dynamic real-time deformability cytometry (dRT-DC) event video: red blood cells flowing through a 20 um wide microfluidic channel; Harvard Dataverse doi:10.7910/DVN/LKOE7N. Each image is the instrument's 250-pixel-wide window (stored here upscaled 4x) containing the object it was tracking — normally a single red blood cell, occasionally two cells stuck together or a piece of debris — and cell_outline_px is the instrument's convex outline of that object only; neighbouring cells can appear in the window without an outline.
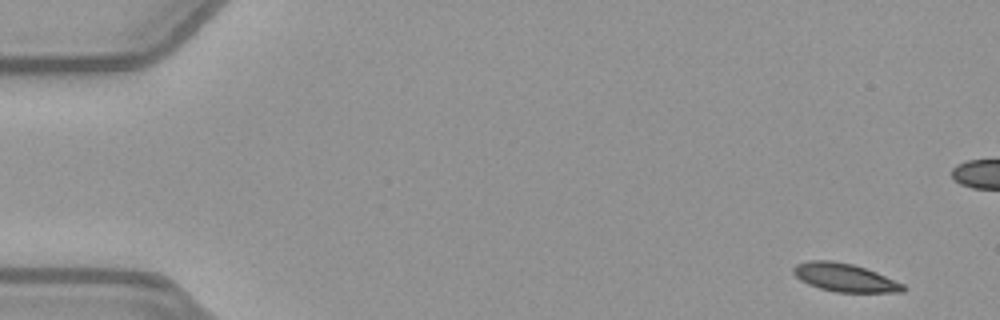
{"species": "common noctule bat (a hibernating species)", "species_latin": "Nyctalus noctula", "temperature_condition": "warm", "stored_images_in_passage": 53, "camera_frame_rate_fps": 3000, "um_per_image_px": 0.085, "animal": {"sex": "female", "body_mass_g": 21.9}, "frame": {"image": 1, "passage_image": 3, "time_ms": 0.667, "image_size_px": [1000, 320], "cell_outline_px": [[908, 288], [904, 292], [836, 292], [820, 288], [808, 284], [800, 280], [792, 272], [792, 268], [796, 264], [808, 260], [832, 260], [852, 264], [876, 272], [904, 284]], "centroid_in_image_um": [71.79, 23.59], "position_along_channel_um": 13.2, "area_um2": 18.09}}
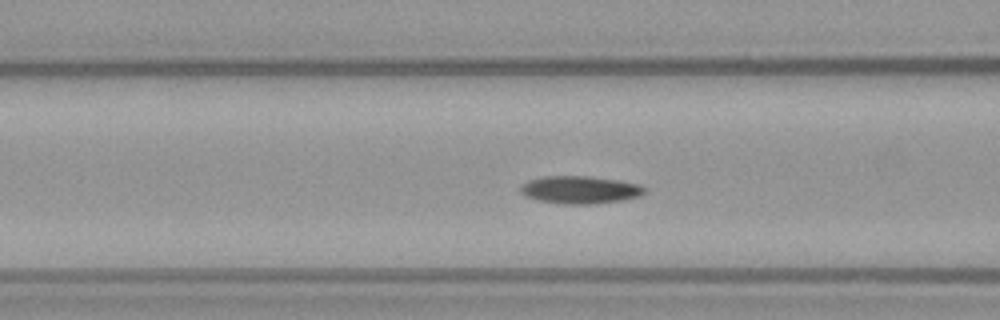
{"frame": {"image": 2, "passage_image": 21, "time_ms": 6.667, "image_size_px": [1000, 320], "cell_outline_px": [[648, 188], [640, 196], [620, 200], [592, 204], [564, 204], [536, 200], [524, 196], [520, 192], [520, 188], [528, 180], [544, 176], [588, 176], [620, 180], [640, 184]], "centroid_in_image_um": [49.31, 16.13], "position_along_channel_um": 117.3, "area_um2": 20.11}}
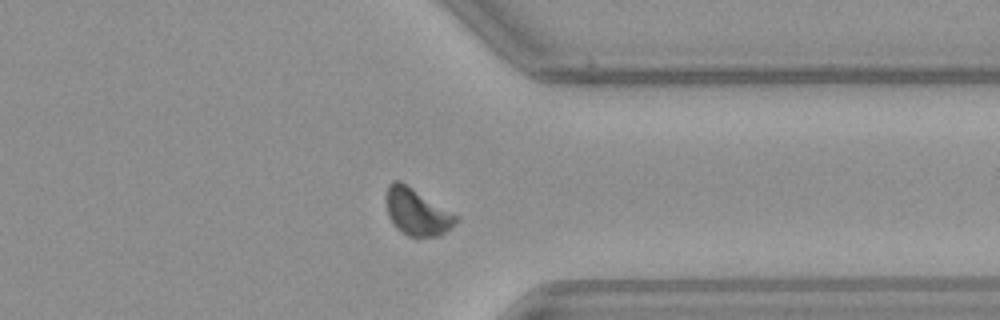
{"frame": {"image": 3, "passage_image": 41, "time_ms": 13.333, "image_size_px": [1000, 320], "cell_outline_px": [[460, 220], [444, 232], [436, 236], [408, 236], [400, 232], [396, 228], [388, 216], [384, 200], [388, 184], [392, 180], [400, 180], [460, 216]], "centroid_in_image_um": [35.41, 17.99], "position_along_channel_um": 376.0, "area_um2": 19.36}, "authors_computed_cell_mechanics": {"area_um2": 18.9584, "velocity_mm_per_s": 3.9324, "shape_relaxation_time_tau1_ms": 4.0474, "shape_relaxation_time_tau2_ms": 2.4234, "deformation_change_tau1": 0.133, "deformation_change_tau2": 0.0635}}